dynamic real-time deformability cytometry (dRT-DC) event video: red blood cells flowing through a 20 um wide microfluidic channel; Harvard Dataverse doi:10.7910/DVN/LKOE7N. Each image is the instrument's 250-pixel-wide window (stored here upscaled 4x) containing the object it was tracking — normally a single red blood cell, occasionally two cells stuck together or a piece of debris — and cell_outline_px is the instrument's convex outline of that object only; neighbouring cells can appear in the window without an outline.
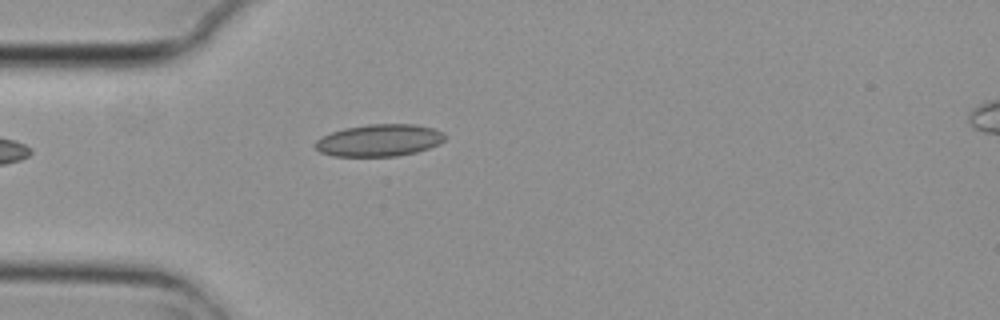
{"species": "common noctule bat (a hibernating species)", "species_latin": "Nyctalus noctula", "temperature_condition": "cold", "stored_images_in_passage": 5, "camera_frame_rate_fps": 3000, "um_per_image_px": 0.085, "animal": {"sex": "female", "body_mass_g": 29.2, "forearm_length_mm": 56.3}, "frame": {"image": 1, "passage_image": 5, "time_ms": 1.333, "image_size_px": [1000, 320], "cell_outline_px": [[448, 136], [440, 144], [416, 152], [396, 156], [332, 156], [320, 152], [312, 144], [316, 140], [332, 132], [344, 128], [368, 124], [416, 124], [432, 128], [444, 132]], "centroid_in_image_um": [32.25, 11.92], "position_along_channel_um": 52.7, "area_um2": 24.39}}